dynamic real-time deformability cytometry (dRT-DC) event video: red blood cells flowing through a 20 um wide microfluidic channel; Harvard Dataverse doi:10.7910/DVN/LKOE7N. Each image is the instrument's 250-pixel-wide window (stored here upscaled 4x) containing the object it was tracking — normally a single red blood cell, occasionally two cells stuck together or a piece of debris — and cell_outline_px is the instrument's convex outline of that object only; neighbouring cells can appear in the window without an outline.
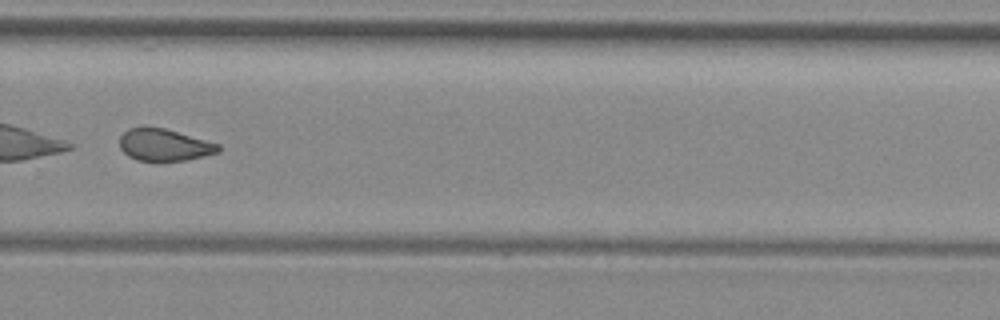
{"species": "common noctule bat (a hibernating species)", "species_latin": "Nyctalus noctula", "temperature_condition": "room temperature", "stored_images_in_passage": 35, "camera_frame_rate_fps": 3000, "um_per_image_px": 0.085, "animal": {"sex": "female", "body_mass_g": 29.2, "forearm_length_mm": 56.3}, "frame": {"image": 1, "passage_image": 20, "time_ms": 6.333, "image_size_px": [1000, 320], "cell_outline_px": [[220, 152], [188, 160], [136, 160], [128, 156], [120, 148], [120, 136], [128, 128], [144, 124], [164, 128], [220, 144]], "centroid_in_image_um": [13.93, 12.28], "position_along_channel_um": 315.9, "area_um2": 18.67}, "authors_computed_cell_mechanics": {"area_um2": 19.1318, "velocity_mm_per_s": 3.9765, "shape_relaxation_time_tau1_ms": null, "shape_relaxation_time_tau2_ms": 2.7271, "deformation_change_tau1": null, "deformation_change_tau2": 0.0917}}